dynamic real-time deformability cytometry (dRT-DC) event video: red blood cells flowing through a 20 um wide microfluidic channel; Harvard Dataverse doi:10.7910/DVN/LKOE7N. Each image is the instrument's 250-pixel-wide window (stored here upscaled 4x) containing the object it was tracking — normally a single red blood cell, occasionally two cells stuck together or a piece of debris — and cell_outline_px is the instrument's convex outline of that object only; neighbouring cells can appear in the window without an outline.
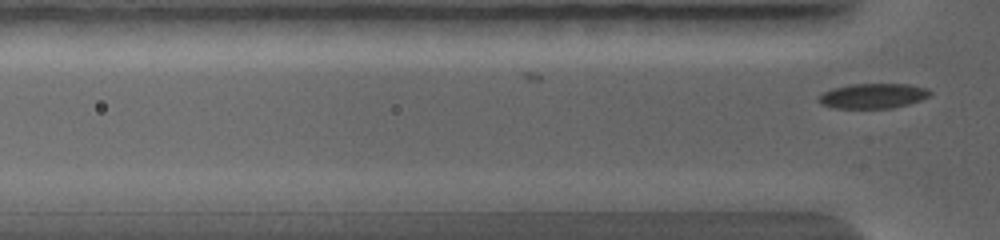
{"species": "common noctule bat (a hibernating species)", "species_latin": "Nyctalus noctula", "temperature_condition": "warm", "stored_images_in_passage": 10, "segment_of_instrument_passage": [2, 2], "camera_frame_rate_fps": 5000, "um_per_image_px": 0.085, "animal": {"sex": "female", "body_mass_g": 19.0, "forearm_length_mm": 56.7}, "frame": {"image": 1, "passage_image": 10, "time_ms": 3.4, "image_size_px": [1000, 240], "cell_outline_px": [[932, 96], [908, 104], [892, 108], [832, 108], [820, 104], [816, 100], [816, 96], [820, 92], [832, 88], [852, 84], [908, 84], [928, 88], [932, 92]], "centroid_in_image_um": [74.15, 8.15], "position_along_channel_um": 51.6, "area_um2": 16.59}}